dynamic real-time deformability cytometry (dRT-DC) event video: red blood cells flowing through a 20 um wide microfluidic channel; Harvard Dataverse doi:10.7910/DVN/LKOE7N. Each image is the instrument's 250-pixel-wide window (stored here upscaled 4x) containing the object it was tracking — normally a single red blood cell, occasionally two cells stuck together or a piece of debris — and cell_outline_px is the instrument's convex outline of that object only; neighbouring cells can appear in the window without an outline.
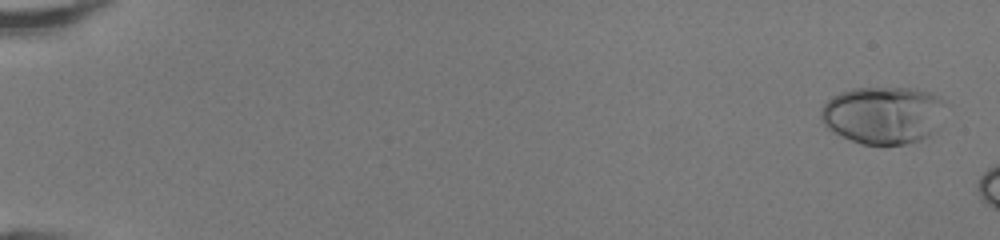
{"species": "human", "species_latin": "Homo sapiens", "temperature_condition": "room temperature", "stored_images_in_passage": 8, "camera_frame_rate_fps": 3000, "um_per_image_px": 0.085, "donor": {"sex": "female"}, "frame": {"image": 1, "passage_image": 2, "time_ms": 0.333, "image_size_px": [1000, 240], "cell_outline_px": [[940, 104], [928, 136], [920, 140], [904, 144], [860, 144], [828, 128], [824, 124], [820, 116], [820, 112], [824, 104], [832, 96], [840, 92], [856, 88], [916, 88], [928, 92], [936, 96], [940, 100]], "centroid_in_image_um": [74.92, 9.76], "position_along_channel_um": 10.1, "area_um2": 40.17}}